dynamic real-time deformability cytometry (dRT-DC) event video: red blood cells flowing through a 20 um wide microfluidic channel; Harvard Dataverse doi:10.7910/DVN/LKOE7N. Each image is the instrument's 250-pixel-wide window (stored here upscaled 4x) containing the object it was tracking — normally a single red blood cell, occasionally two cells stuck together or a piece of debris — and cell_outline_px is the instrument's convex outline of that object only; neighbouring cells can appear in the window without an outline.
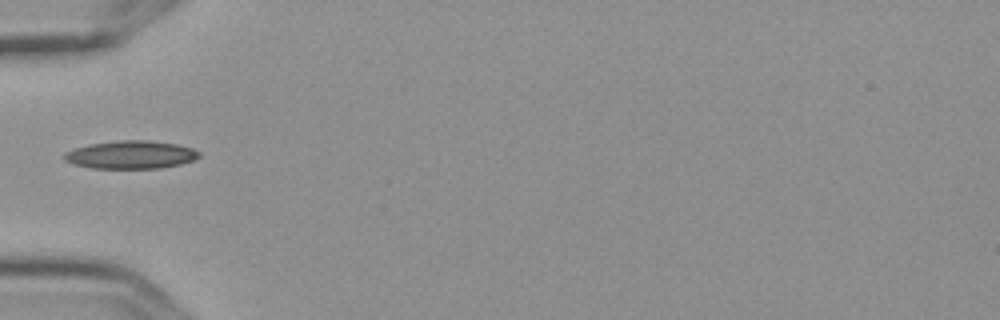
{"species": "Egyptian fruit bat (a non-hibernating species)", "species_latin": "Rousettus aegyptiacus", "temperature_condition": "cold", "stored_images_in_passage": 6, "camera_frame_rate_fps": 3000, "um_per_image_px": 0.085, "frame": {"image": 1, "passage_image": 6, "time_ms": 1.667, "image_size_px": [1000, 320], "cell_outline_px": [[200, 156], [192, 160], [180, 164], [160, 168], [92, 168], [72, 164], [64, 160], [64, 152], [72, 148], [88, 144], [116, 140], [148, 140], [176, 144], [192, 148], [200, 152]], "centroid_in_image_um": [11.07, 13.14], "position_along_channel_um": 73.9, "area_um2": 22.14}}